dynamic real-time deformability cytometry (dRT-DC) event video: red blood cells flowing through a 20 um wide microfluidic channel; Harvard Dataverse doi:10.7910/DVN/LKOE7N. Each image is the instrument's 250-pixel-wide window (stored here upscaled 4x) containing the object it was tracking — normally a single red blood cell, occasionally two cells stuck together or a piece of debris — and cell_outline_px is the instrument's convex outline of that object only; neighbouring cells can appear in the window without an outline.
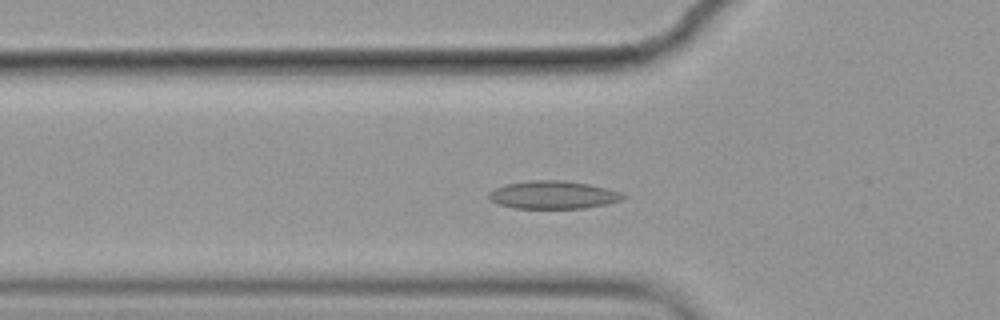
{"species": "common noctule bat (a hibernating species)", "species_latin": "Nyctalus noctula", "temperature_condition": "cold", "stored_images_in_passage": 46, "camera_frame_rate_fps": 3000, "um_per_image_px": 0.085, "animal": {"sex": "female", "body_mass_g": 19.9}, "frame": {"image": 1, "passage_image": 8, "time_ms": 2.333, "image_size_px": [1000, 320], "cell_outline_px": [[624, 196], [620, 200], [608, 204], [584, 208], [512, 208], [496, 204], [488, 196], [488, 192], [504, 184], [528, 180], [564, 180], [588, 184], [620, 192]], "centroid_in_image_um": [46.95, 16.56], "position_along_channel_um": 78.8, "area_um2": 21.79}}
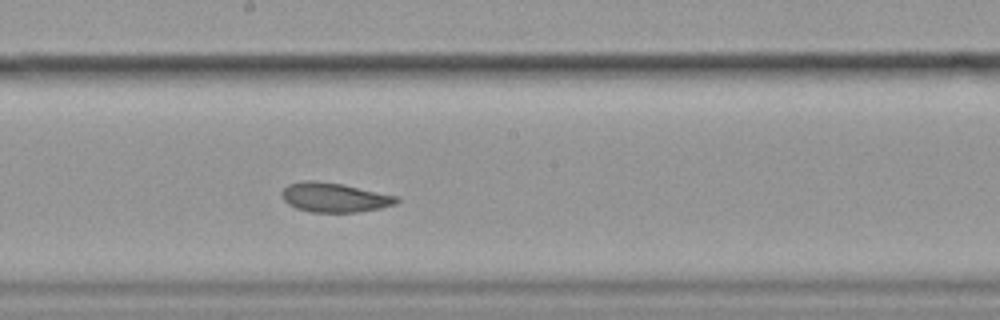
{"frame": {"image": 2, "passage_image": 20, "time_ms": 6.333, "image_size_px": [1000, 320], "cell_outline_px": [[400, 200], [396, 204], [380, 208], [356, 212], [312, 212], [296, 208], [288, 204], [284, 200], [280, 192], [288, 184], [308, 180], [312, 180], [344, 184], [400, 196]], "centroid_in_image_um": [28.46, 16.77], "position_along_channel_um": 219.7, "area_um2": 19.83}}
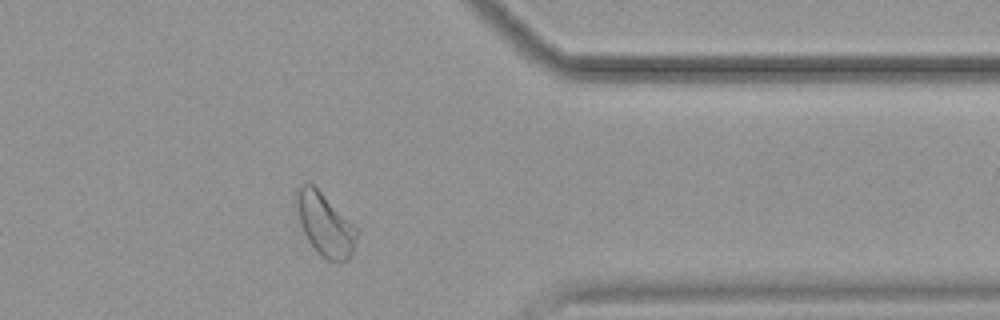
{"frame": {"image": 3, "passage_image": 35, "time_ms": 11.333, "image_size_px": [1000, 320], "cell_outline_px": [[360, 228], [352, 252], [348, 260], [328, 260], [320, 256], [316, 252], [308, 240], [300, 224], [296, 208], [296, 188], [300, 184], [312, 184]], "centroid_in_image_um": [27.64, 19.07], "position_along_channel_um": 383.8, "area_um2": 22.2}, "authors_computed_cell_mechanics": {"area_um2": 21.0681, "velocity_mm_per_s": 3.5285, "shape_relaxation_time_tau1_ms": 10.5233, "shape_relaxation_time_tau2_ms": 2.4579, "deformation_change_tau1": 0.1635, "deformation_change_tau2": 0.063}}